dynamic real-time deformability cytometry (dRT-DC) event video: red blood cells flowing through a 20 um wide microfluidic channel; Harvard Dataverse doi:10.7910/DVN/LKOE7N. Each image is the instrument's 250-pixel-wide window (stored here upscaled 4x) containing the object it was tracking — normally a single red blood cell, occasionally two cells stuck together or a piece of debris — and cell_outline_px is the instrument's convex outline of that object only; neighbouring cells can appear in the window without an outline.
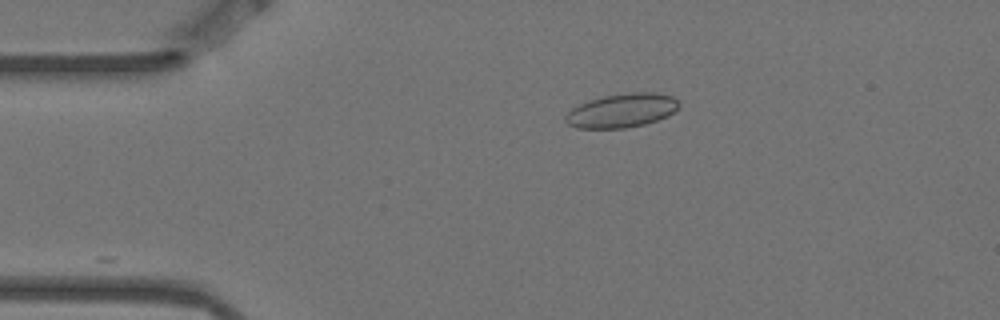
{"species": "Egyptian fruit bat (a non-hibernating species)", "species_latin": "Rousettus aegyptiacus", "temperature_condition": "warm", "stored_images_in_passage": 7, "camera_frame_rate_fps": 3000, "um_per_image_px": 0.085, "animal": {"sex": "female"}, "frame": {"image": 1, "passage_image": 3, "time_ms": 0.667, "image_size_px": [1000, 320], "cell_outline_px": [[680, 104], [668, 116], [644, 124], [624, 128], [580, 128], [568, 124], [564, 120], [564, 116], [572, 108], [588, 100], [604, 96], [628, 92], [656, 92], [672, 96]], "centroid_in_image_um": [52.83, 9.38], "position_along_channel_um": 32.2, "area_um2": 22.31}}
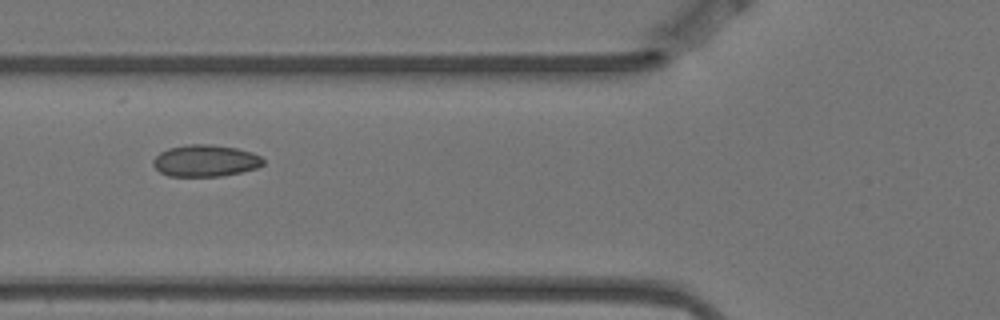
{"frame": {"image": 2, "passage_image": 6, "time_ms": 1.667, "image_size_px": [1000, 320], "cell_outline_px": [[264, 164], [256, 168], [240, 172], [220, 176], [168, 176], [160, 172], [152, 164], [152, 160], [160, 152], [168, 148], [188, 144], [208, 144], [236, 148], [252, 152], [260, 156], [264, 160]], "centroid_in_image_um": [17.44, 13.66], "position_along_channel_um": 108.4, "area_um2": 20.35}}
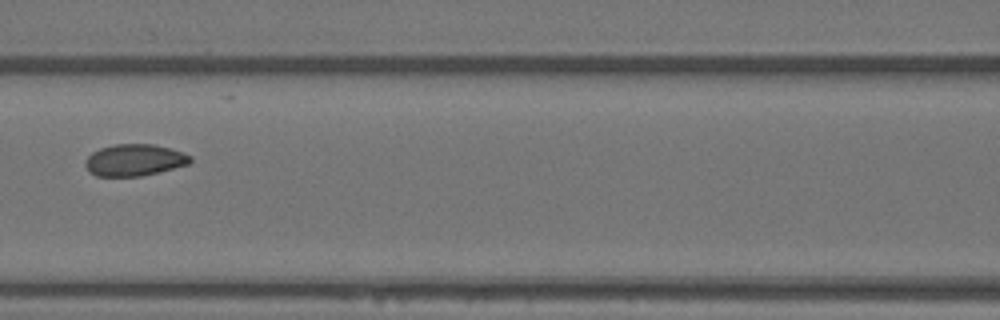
{"frame": {"image": 3, "passage_image": 7, "time_ms": 2.0, "image_size_px": [1000, 320], "cell_outline_px": [[192, 160], [188, 164], [140, 176], [96, 176], [88, 172], [84, 164], [84, 160], [92, 152], [100, 148], [116, 144], [152, 144], [172, 148], [192, 156]], "centroid_in_image_um": [11.39, 13.6], "position_along_channel_um": 155.2, "area_um2": 19.42}}